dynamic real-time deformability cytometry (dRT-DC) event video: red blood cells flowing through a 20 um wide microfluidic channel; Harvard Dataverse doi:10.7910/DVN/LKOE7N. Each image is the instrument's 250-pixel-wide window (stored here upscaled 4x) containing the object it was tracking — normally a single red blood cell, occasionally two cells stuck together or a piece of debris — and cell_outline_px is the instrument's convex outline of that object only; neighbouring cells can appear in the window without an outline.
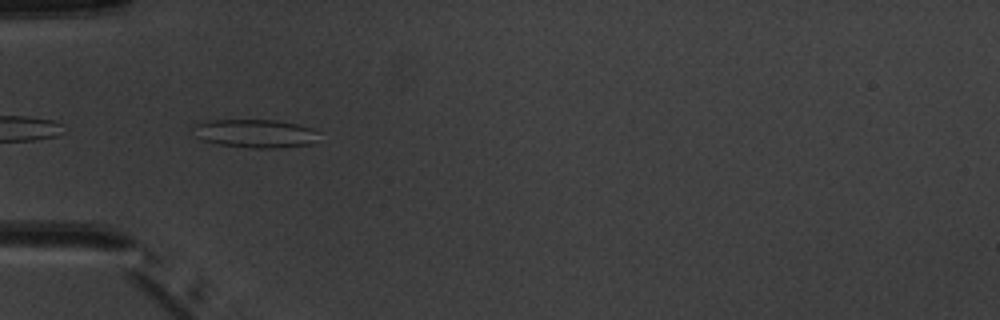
{"species": "common noctule bat (a hibernating species)", "species_latin": "Nyctalus noctula", "temperature_condition": "warm", "stored_images_in_passage": 5, "camera_frame_rate_fps": 3000, "um_per_image_px": 0.085, "animal": {"sex": "male", "body_mass_g": 20.1, "forearm_length_mm": 53.5}, "frame": {"image": 1, "passage_image": 3, "time_ms": 2.0, "image_size_px": [1000, 320], "cell_outline_px": [[320, 132], [316, 140], [312, 144], [276, 148], [252, 148], [220, 144], [204, 140], [196, 136], [192, 124], [208, 120], [276, 120], [296, 124], [312, 128]], "centroid_in_image_um": [21.71, 11.34], "position_along_channel_um": 63.3, "area_um2": 20.81}}
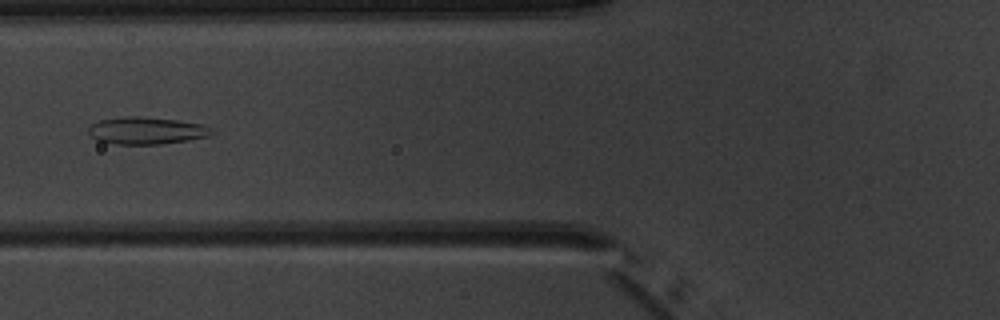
{"frame": {"image": 2, "passage_image": 4, "time_ms": 3.333, "image_size_px": [1000, 320], "cell_outline_px": [[216, 132], [208, 136], [188, 140], [160, 144], [116, 144], [96, 140], [88, 132], [88, 128], [92, 124], [100, 120], [124, 116], [140, 116], [176, 120], [204, 124]], "centroid_in_image_um": [12.46, 11.1], "position_along_channel_um": 113.3, "area_um2": 19.54}}
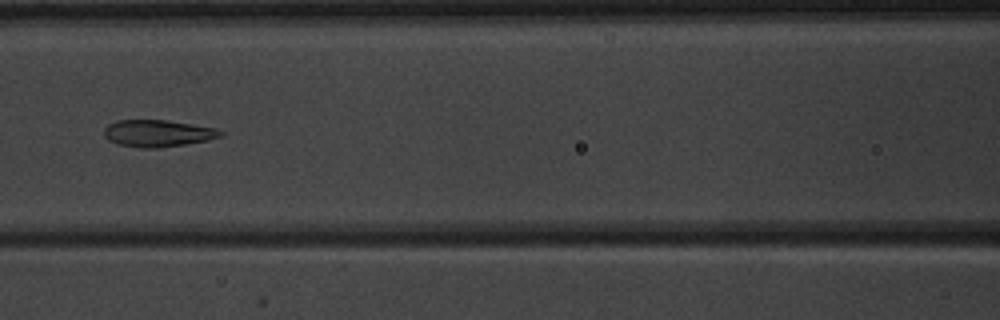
{"frame": {"image": 3, "passage_image": 5, "time_ms": 4.333, "image_size_px": [1000, 320], "cell_outline_px": [[224, 136], [208, 140], [160, 148], [140, 148], [116, 144], [108, 140], [104, 136], [104, 128], [108, 124], [116, 120], [164, 120], [192, 124], [216, 128], [224, 132]], "centroid_in_image_um": [13.4, 11.34], "position_along_channel_um": 153.2, "area_um2": 18.44}}